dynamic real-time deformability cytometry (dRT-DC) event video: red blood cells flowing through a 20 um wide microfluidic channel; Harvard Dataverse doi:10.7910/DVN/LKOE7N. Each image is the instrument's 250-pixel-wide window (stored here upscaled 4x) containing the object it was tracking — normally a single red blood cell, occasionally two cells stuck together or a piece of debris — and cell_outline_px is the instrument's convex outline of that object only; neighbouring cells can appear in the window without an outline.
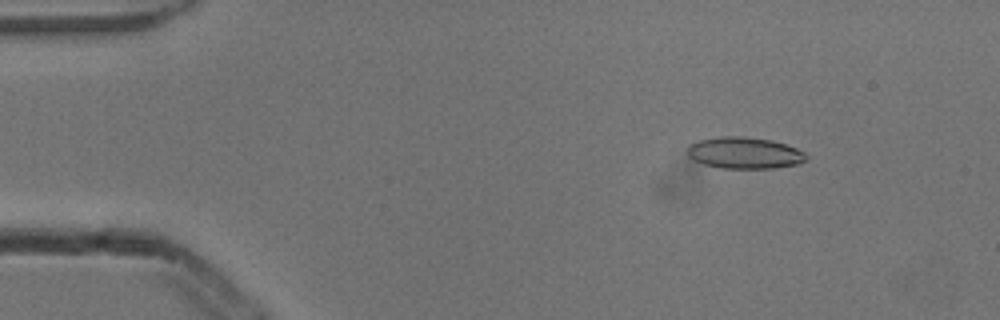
{"species": "common noctule bat (a hibernating species)", "species_latin": "Nyctalus noctula", "temperature_condition": "cold", "stored_images_in_passage": 4, "camera_frame_rate_fps": 3000, "um_per_image_px": 0.085, "animal": {"sex": "male", "body_mass_g": 13.3}, "frame": {"image": 1, "passage_image": 2, "time_ms": 0.333, "image_size_px": [1000, 320], "cell_outline_px": [[808, 160], [800, 164], [776, 168], [720, 168], [704, 164], [692, 160], [688, 156], [688, 144], [700, 140], [720, 136], [744, 136], [772, 140], [796, 148], [804, 152], [808, 156]], "centroid_in_image_um": [63.3, 13.0], "position_along_channel_um": 21.7, "area_um2": 22.08}}